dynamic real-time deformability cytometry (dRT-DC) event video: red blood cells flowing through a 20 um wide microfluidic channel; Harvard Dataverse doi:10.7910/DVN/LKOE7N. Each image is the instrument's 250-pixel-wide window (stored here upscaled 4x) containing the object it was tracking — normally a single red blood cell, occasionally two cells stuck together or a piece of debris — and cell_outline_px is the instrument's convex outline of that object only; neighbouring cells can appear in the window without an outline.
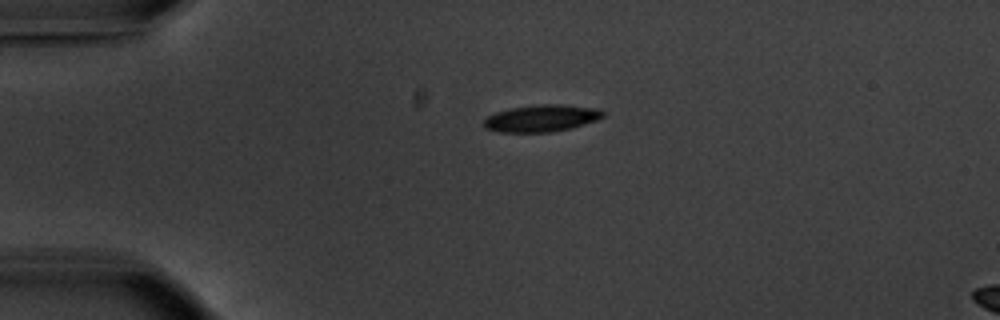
{"species": "common noctule bat (a hibernating species)", "species_latin": "Nyctalus noctula", "temperature_condition": "warm", "stored_images_in_passage": 6, "camera_frame_rate_fps": 3000, "um_per_image_px": 0.085, "animal": {"sex": "male", "body_mass_g": 20.1, "forearm_length_mm": 53.5}, "frame": {"image": 1, "passage_image": 1, "time_ms": 0.0, "image_size_px": [1000, 320], "cell_outline_px": [[608, 112], [604, 116], [596, 120], [572, 128], [552, 132], [500, 132], [484, 128], [484, 120], [488, 116], [496, 112], [512, 108], [540, 104], [560, 104], [596, 108]], "centroid_in_image_um": [46.06, 10.05], "position_along_channel_um": 38.9, "area_um2": 18.73}}